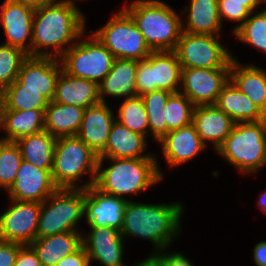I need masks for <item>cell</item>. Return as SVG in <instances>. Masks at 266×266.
I'll use <instances>...</instances> for the list:
<instances>
[{"instance_id": "44dd1931", "label": "cell", "mask_w": 266, "mask_h": 266, "mask_svg": "<svg viewBox=\"0 0 266 266\" xmlns=\"http://www.w3.org/2000/svg\"><path fill=\"white\" fill-rule=\"evenodd\" d=\"M146 139L143 135L131 131L115 120L112 124L105 149L98 155V167L102 168L106 158L135 159L155 158L153 155H143L146 149Z\"/></svg>"}, {"instance_id": "ffe728a7", "label": "cell", "mask_w": 266, "mask_h": 266, "mask_svg": "<svg viewBox=\"0 0 266 266\" xmlns=\"http://www.w3.org/2000/svg\"><path fill=\"white\" fill-rule=\"evenodd\" d=\"M158 142L171 167L188 162L206 147L193 123L170 131Z\"/></svg>"}, {"instance_id": "f35d334b", "label": "cell", "mask_w": 266, "mask_h": 266, "mask_svg": "<svg viewBox=\"0 0 266 266\" xmlns=\"http://www.w3.org/2000/svg\"><path fill=\"white\" fill-rule=\"evenodd\" d=\"M260 3L264 2H236L218 0V14L222 23L223 17L231 21L241 22L238 24L233 31H235L245 20L253 14L254 10Z\"/></svg>"}, {"instance_id": "b9f144b4", "label": "cell", "mask_w": 266, "mask_h": 266, "mask_svg": "<svg viewBox=\"0 0 266 266\" xmlns=\"http://www.w3.org/2000/svg\"><path fill=\"white\" fill-rule=\"evenodd\" d=\"M13 266H42L37 253L30 245H24L17 255Z\"/></svg>"}, {"instance_id": "d590c367", "label": "cell", "mask_w": 266, "mask_h": 266, "mask_svg": "<svg viewBox=\"0 0 266 266\" xmlns=\"http://www.w3.org/2000/svg\"><path fill=\"white\" fill-rule=\"evenodd\" d=\"M22 160L20 147L15 141L0 140V187L10 189Z\"/></svg>"}, {"instance_id": "ba28073f", "label": "cell", "mask_w": 266, "mask_h": 266, "mask_svg": "<svg viewBox=\"0 0 266 266\" xmlns=\"http://www.w3.org/2000/svg\"><path fill=\"white\" fill-rule=\"evenodd\" d=\"M115 59L143 60L153 51L149 48L130 14L122 8L104 27L93 31Z\"/></svg>"}, {"instance_id": "7bdbcfd3", "label": "cell", "mask_w": 266, "mask_h": 266, "mask_svg": "<svg viewBox=\"0 0 266 266\" xmlns=\"http://www.w3.org/2000/svg\"><path fill=\"white\" fill-rule=\"evenodd\" d=\"M87 252L81 246L74 253L65 256L55 266H90Z\"/></svg>"}, {"instance_id": "d4e9b609", "label": "cell", "mask_w": 266, "mask_h": 266, "mask_svg": "<svg viewBox=\"0 0 266 266\" xmlns=\"http://www.w3.org/2000/svg\"><path fill=\"white\" fill-rule=\"evenodd\" d=\"M0 127L6 132L1 140L16 142L45 130V110L0 109Z\"/></svg>"}, {"instance_id": "836d02e7", "label": "cell", "mask_w": 266, "mask_h": 266, "mask_svg": "<svg viewBox=\"0 0 266 266\" xmlns=\"http://www.w3.org/2000/svg\"><path fill=\"white\" fill-rule=\"evenodd\" d=\"M115 120L131 131L139 133L145 138L147 137L149 124L141 96L137 95L125 99L118 109V119Z\"/></svg>"}, {"instance_id": "9c48e42d", "label": "cell", "mask_w": 266, "mask_h": 266, "mask_svg": "<svg viewBox=\"0 0 266 266\" xmlns=\"http://www.w3.org/2000/svg\"><path fill=\"white\" fill-rule=\"evenodd\" d=\"M90 40L74 43L60 58L63 71L98 85L110 72L115 57L92 34Z\"/></svg>"}, {"instance_id": "60d3db41", "label": "cell", "mask_w": 266, "mask_h": 266, "mask_svg": "<svg viewBox=\"0 0 266 266\" xmlns=\"http://www.w3.org/2000/svg\"><path fill=\"white\" fill-rule=\"evenodd\" d=\"M24 245L0 240V266H13Z\"/></svg>"}, {"instance_id": "30bf717a", "label": "cell", "mask_w": 266, "mask_h": 266, "mask_svg": "<svg viewBox=\"0 0 266 266\" xmlns=\"http://www.w3.org/2000/svg\"><path fill=\"white\" fill-rule=\"evenodd\" d=\"M182 67L175 51H153L146 59L138 61L136 70L137 95L165 90L179 92Z\"/></svg>"}, {"instance_id": "7a4b0ae2", "label": "cell", "mask_w": 266, "mask_h": 266, "mask_svg": "<svg viewBox=\"0 0 266 266\" xmlns=\"http://www.w3.org/2000/svg\"><path fill=\"white\" fill-rule=\"evenodd\" d=\"M181 203L142 204L128 200L121 234L151 241L156 251L169 247L172 238L180 233Z\"/></svg>"}, {"instance_id": "d6986e66", "label": "cell", "mask_w": 266, "mask_h": 266, "mask_svg": "<svg viewBox=\"0 0 266 266\" xmlns=\"http://www.w3.org/2000/svg\"><path fill=\"white\" fill-rule=\"evenodd\" d=\"M114 122L115 118L106 102L89 106L84 111L76 136L99 155L106 147Z\"/></svg>"}, {"instance_id": "8fae6325", "label": "cell", "mask_w": 266, "mask_h": 266, "mask_svg": "<svg viewBox=\"0 0 266 266\" xmlns=\"http://www.w3.org/2000/svg\"><path fill=\"white\" fill-rule=\"evenodd\" d=\"M217 35L193 34L182 31L176 49L182 68H230L231 53L218 41Z\"/></svg>"}, {"instance_id": "4dcf8cb0", "label": "cell", "mask_w": 266, "mask_h": 266, "mask_svg": "<svg viewBox=\"0 0 266 266\" xmlns=\"http://www.w3.org/2000/svg\"><path fill=\"white\" fill-rule=\"evenodd\" d=\"M187 26L182 31L193 34L217 35L221 29L218 0H191Z\"/></svg>"}, {"instance_id": "9a60e30c", "label": "cell", "mask_w": 266, "mask_h": 266, "mask_svg": "<svg viewBox=\"0 0 266 266\" xmlns=\"http://www.w3.org/2000/svg\"><path fill=\"white\" fill-rule=\"evenodd\" d=\"M128 199L100 190L95 184L85 189L84 215L90 227H111L121 231Z\"/></svg>"}, {"instance_id": "ab89813d", "label": "cell", "mask_w": 266, "mask_h": 266, "mask_svg": "<svg viewBox=\"0 0 266 266\" xmlns=\"http://www.w3.org/2000/svg\"><path fill=\"white\" fill-rule=\"evenodd\" d=\"M157 252L147 259L138 262L137 266H193V264L181 253L163 254Z\"/></svg>"}, {"instance_id": "8d00e7d4", "label": "cell", "mask_w": 266, "mask_h": 266, "mask_svg": "<svg viewBox=\"0 0 266 266\" xmlns=\"http://www.w3.org/2000/svg\"><path fill=\"white\" fill-rule=\"evenodd\" d=\"M27 57L28 54L20 48L0 45V93L17 79Z\"/></svg>"}, {"instance_id": "6da1fadb", "label": "cell", "mask_w": 266, "mask_h": 266, "mask_svg": "<svg viewBox=\"0 0 266 266\" xmlns=\"http://www.w3.org/2000/svg\"><path fill=\"white\" fill-rule=\"evenodd\" d=\"M55 1L48 0L34 11L31 56L59 59L73 45L70 42L83 36L85 18L74 1ZM45 47L53 48L54 53Z\"/></svg>"}, {"instance_id": "cb8c5ba5", "label": "cell", "mask_w": 266, "mask_h": 266, "mask_svg": "<svg viewBox=\"0 0 266 266\" xmlns=\"http://www.w3.org/2000/svg\"><path fill=\"white\" fill-rule=\"evenodd\" d=\"M137 60L115 59L110 72L99 84V97L105 101L104 95L113 97H125V99L137 96L136 70Z\"/></svg>"}, {"instance_id": "8992f818", "label": "cell", "mask_w": 266, "mask_h": 266, "mask_svg": "<svg viewBox=\"0 0 266 266\" xmlns=\"http://www.w3.org/2000/svg\"><path fill=\"white\" fill-rule=\"evenodd\" d=\"M240 172H256L266 164V119L235 123L217 149Z\"/></svg>"}, {"instance_id": "4fadbf2b", "label": "cell", "mask_w": 266, "mask_h": 266, "mask_svg": "<svg viewBox=\"0 0 266 266\" xmlns=\"http://www.w3.org/2000/svg\"><path fill=\"white\" fill-rule=\"evenodd\" d=\"M229 80L230 68H182L180 92L195 106L216 104Z\"/></svg>"}, {"instance_id": "f1b7e54d", "label": "cell", "mask_w": 266, "mask_h": 266, "mask_svg": "<svg viewBox=\"0 0 266 266\" xmlns=\"http://www.w3.org/2000/svg\"><path fill=\"white\" fill-rule=\"evenodd\" d=\"M85 109L50 101L45 110V130L53 137L76 136Z\"/></svg>"}, {"instance_id": "f546056e", "label": "cell", "mask_w": 266, "mask_h": 266, "mask_svg": "<svg viewBox=\"0 0 266 266\" xmlns=\"http://www.w3.org/2000/svg\"><path fill=\"white\" fill-rule=\"evenodd\" d=\"M22 159L34 166L52 171L56 138L43 130L39 133L20 138L16 141Z\"/></svg>"}, {"instance_id": "2e32d148", "label": "cell", "mask_w": 266, "mask_h": 266, "mask_svg": "<svg viewBox=\"0 0 266 266\" xmlns=\"http://www.w3.org/2000/svg\"><path fill=\"white\" fill-rule=\"evenodd\" d=\"M58 187L52 178V171L38 168L24 160L21 161L14 184L8 190L10 199L36 201L42 203Z\"/></svg>"}, {"instance_id": "3957f363", "label": "cell", "mask_w": 266, "mask_h": 266, "mask_svg": "<svg viewBox=\"0 0 266 266\" xmlns=\"http://www.w3.org/2000/svg\"><path fill=\"white\" fill-rule=\"evenodd\" d=\"M128 6L123 8L135 21L152 51L176 49L183 23L168 4L160 0H136Z\"/></svg>"}, {"instance_id": "74e56055", "label": "cell", "mask_w": 266, "mask_h": 266, "mask_svg": "<svg viewBox=\"0 0 266 266\" xmlns=\"http://www.w3.org/2000/svg\"><path fill=\"white\" fill-rule=\"evenodd\" d=\"M249 17L234 31V34L242 42L249 43L266 53V9Z\"/></svg>"}, {"instance_id": "7402d4cb", "label": "cell", "mask_w": 266, "mask_h": 266, "mask_svg": "<svg viewBox=\"0 0 266 266\" xmlns=\"http://www.w3.org/2000/svg\"><path fill=\"white\" fill-rule=\"evenodd\" d=\"M192 123L202 142L212 141L215 151L231 133L235 122L215 104L195 106Z\"/></svg>"}, {"instance_id": "277c9868", "label": "cell", "mask_w": 266, "mask_h": 266, "mask_svg": "<svg viewBox=\"0 0 266 266\" xmlns=\"http://www.w3.org/2000/svg\"><path fill=\"white\" fill-rule=\"evenodd\" d=\"M108 168L97 169L95 185L102 191L123 198L145 191L163 179L155 158L116 159Z\"/></svg>"}, {"instance_id": "ee69618b", "label": "cell", "mask_w": 266, "mask_h": 266, "mask_svg": "<svg viewBox=\"0 0 266 266\" xmlns=\"http://www.w3.org/2000/svg\"><path fill=\"white\" fill-rule=\"evenodd\" d=\"M253 255L257 266H266V241H261L255 246Z\"/></svg>"}, {"instance_id": "603a6c76", "label": "cell", "mask_w": 266, "mask_h": 266, "mask_svg": "<svg viewBox=\"0 0 266 266\" xmlns=\"http://www.w3.org/2000/svg\"><path fill=\"white\" fill-rule=\"evenodd\" d=\"M52 101L86 109L101 102L99 85L84 78L71 76L62 70L56 82Z\"/></svg>"}, {"instance_id": "f6af8a7d", "label": "cell", "mask_w": 266, "mask_h": 266, "mask_svg": "<svg viewBox=\"0 0 266 266\" xmlns=\"http://www.w3.org/2000/svg\"><path fill=\"white\" fill-rule=\"evenodd\" d=\"M9 1L25 5L36 10L40 6L44 5L48 0H9Z\"/></svg>"}, {"instance_id": "484cf974", "label": "cell", "mask_w": 266, "mask_h": 266, "mask_svg": "<svg viewBox=\"0 0 266 266\" xmlns=\"http://www.w3.org/2000/svg\"><path fill=\"white\" fill-rule=\"evenodd\" d=\"M81 232L68 231L36 238L30 246L37 253L42 266H55L61 259L82 246Z\"/></svg>"}, {"instance_id": "7c38bea8", "label": "cell", "mask_w": 266, "mask_h": 266, "mask_svg": "<svg viewBox=\"0 0 266 266\" xmlns=\"http://www.w3.org/2000/svg\"><path fill=\"white\" fill-rule=\"evenodd\" d=\"M11 200L13 205L0 215V240L30 245L37 238L41 203Z\"/></svg>"}, {"instance_id": "e0dca14e", "label": "cell", "mask_w": 266, "mask_h": 266, "mask_svg": "<svg viewBox=\"0 0 266 266\" xmlns=\"http://www.w3.org/2000/svg\"><path fill=\"white\" fill-rule=\"evenodd\" d=\"M34 9L5 0L0 7V22L6 34L4 44L22 49L31 56ZM30 39L29 45L26 39Z\"/></svg>"}, {"instance_id": "83f0119b", "label": "cell", "mask_w": 266, "mask_h": 266, "mask_svg": "<svg viewBox=\"0 0 266 266\" xmlns=\"http://www.w3.org/2000/svg\"><path fill=\"white\" fill-rule=\"evenodd\" d=\"M215 105L230 116L235 123L266 119L253 101L243 94L231 80L222 88Z\"/></svg>"}, {"instance_id": "e575fe53", "label": "cell", "mask_w": 266, "mask_h": 266, "mask_svg": "<svg viewBox=\"0 0 266 266\" xmlns=\"http://www.w3.org/2000/svg\"><path fill=\"white\" fill-rule=\"evenodd\" d=\"M195 105L180 91L171 93L165 106L167 134L192 123Z\"/></svg>"}, {"instance_id": "bcb514c9", "label": "cell", "mask_w": 266, "mask_h": 266, "mask_svg": "<svg viewBox=\"0 0 266 266\" xmlns=\"http://www.w3.org/2000/svg\"><path fill=\"white\" fill-rule=\"evenodd\" d=\"M259 197L260 199L258 201V205L264 212H266V191L263 192Z\"/></svg>"}, {"instance_id": "1f68e13d", "label": "cell", "mask_w": 266, "mask_h": 266, "mask_svg": "<svg viewBox=\"0 0 266 266\" xmlns=\"http://www.w3.org/2000/svg\"><path fill=\"white\" fill-rule=\"evenodd\" d=\"M48 103L40 90L7 87L0 93V109L46 110Z\"/></svg>"}, {"instance_id": "52a82bcc", "label": "cell", "mask_w": 266, "mask_h": 266, "mask_svg": "<svg viewBox=\"0 0 266 266\" xmlns=\"http://www.w3.org/2000/svg\"><path fill=\"white\" fill-rule=\"evenodd\" d=\"M84 209L85 189L58 188L41 203L37 238L78 231L76 224L83 218Z\"/></svg>"}, {"instance_id": "ac0fdd59", "label": "cell", "mask_w": 266, "mask_h": 266, "mask_svg": "<svg viewBox=\"0 0 266 266\" xmlns=\"http://www.w3.org/2000/svg\"><path fill=\"white\" fill-rule=\"evenodd\" d=\"M87 237H82V246L87 252L89 263L99 261L103 266H126L122 263L123 237L121 231L111 227H90Z\"/></svg>"}, {"instance_id": "5b68a950", "label": "cell", "mask_w": 266, "mask_h": 266, "mask_svg": "<svg viewBox=\"0 0 266 266\" xmlns=\"http://www.w3.org/2000/svg\"><path fill=\"white\" fill-rule=\"evenodd\" d=\"M98 158V154L77 136L56 138L52 169L55 185L67 189L92 186L96 181ZM89 172L92 179L79 187L76 184L78 179Z\"/></svg>"}, {"instance_id": "4316f807", "label": "cell", "mask_w": 266, "mask_h": 266, "mask_svg": "<svg viewBox=\"0 0 266 266\" xmlns=\"http://www.w3.org/2000/svg\"><path fill=\"white\" fill-rule=\"evenodd\" d=\"M230 80L266 116V72L259 67L240 66L237 59L231 60Z\"/></svg>"}, {"instance_id": "5bb4252c", "label": "cell", "mask_w": 266, "mask_h": 266, "mask_svg": "<svg viewBox=\"0 0 266 266\" xmlns=\"http://www.w3.org/2000/svg\"><path fill=\"white\" fill-rule=\"evenodd\" d=\"M62 70L58 58L28 56L22 63L17 79L8 87L40 90L50 102L54 98L56 82Z\"/></svg>"}, {"instance_id": "7dc6e473", "label": "cell", "mask_w": 266, "mask_h": 266, "mask_svg": "<svg viewBox=\"0 0 266 266\" xmlns=\"http://www.w3.org/2000/svg\"><path fill=\"white\" fill-rule=\"evenodd\" d=\"M226 1H236V2H265V0H226Z\"/></svg>"}, {"instance_id": "d6a6232c", "label": "cell", "mask_w": 266, "mask_h": 266, "mask_svg": "<svg viewBox=\"0 0 266 266\" xmlns=\"http://www.w3.org/2000/svg\"><path fill=\"white\" fill-rule=\"evenodd\" d=\"M170 94L165 90H156L141 96L146 108L150 129L148 131H151L152 136L157 141H160L167 134L165 106Z\"/></svg>"}]
</instances>
